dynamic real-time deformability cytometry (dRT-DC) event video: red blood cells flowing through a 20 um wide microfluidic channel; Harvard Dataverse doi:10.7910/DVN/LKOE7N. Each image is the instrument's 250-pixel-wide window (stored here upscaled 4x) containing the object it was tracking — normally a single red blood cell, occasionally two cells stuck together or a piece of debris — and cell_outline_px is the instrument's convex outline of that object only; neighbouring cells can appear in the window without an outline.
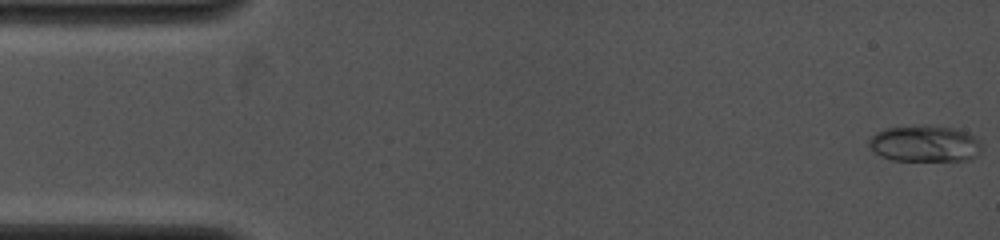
{"species": "common noctule bat (a hibernating species)", "species_latin": "Nyctalus noctula", "temperature_condition": "cold", "stored_images_in_passage": 59, "camera_frame_rate_fps": 4000, "um_per_image_px": 0.085, "animal": {"sex": "female", "body_mass_g": 19.0, "forearm_length_mm": 53.3}, "frame": {"image": 1, "passage_image": 1, "time_ms": 0.0, "image_size_px": [1000, 240], "cell_outline_px": [[980, 148], [976, 156], [968, 160], [892, 160], [880, 156], [868, 144], [868, 140], [876, 132], [884, 128], [924, 124], [952, 128], [968, 132], [980, 140]], "centroid_in_image_um": [78.59, 12.19], "position_along_channel_um": 6.4, "area_um2": 23.99}}
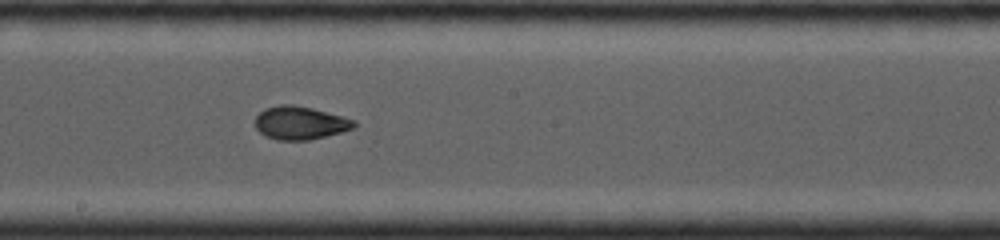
{"frame": {"image": 2, "passage_image": 43, "time_ms": 8.0, "image_size_px": [1000, 240], "cell_outline_px": [[356, 128], [308, 140], [276, 140], [264, 136], [256, 128], [256, 116], [264, 108], [280, 104], [292, 104], [312, 108], [356, 120]], "centroid_in_image_um": [25.5, 10.44], "position_along_channel_um": 222.7, "area_um2": 19.13}}
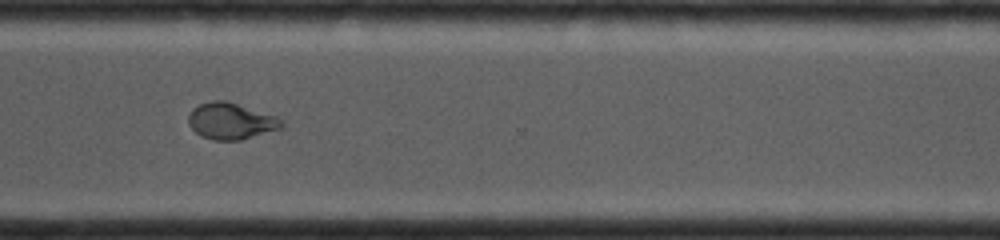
{"frame": {"image": 3, "passage_image": 58, "time_ms": 11.0, "image_size_px": [1000, 240], "cell_outline_px": [[284, 128], [240, 140], [212, 140], [200, 136], [188, 124], [188, 116], [192, 108], [200, 104], [212, 100], [224, 100], [276, 116], [284, 124]], "centroid_in_image_um": [19.61, 10.3], "position_along_channel_um": 351.0, "area_um2": 19.77}}